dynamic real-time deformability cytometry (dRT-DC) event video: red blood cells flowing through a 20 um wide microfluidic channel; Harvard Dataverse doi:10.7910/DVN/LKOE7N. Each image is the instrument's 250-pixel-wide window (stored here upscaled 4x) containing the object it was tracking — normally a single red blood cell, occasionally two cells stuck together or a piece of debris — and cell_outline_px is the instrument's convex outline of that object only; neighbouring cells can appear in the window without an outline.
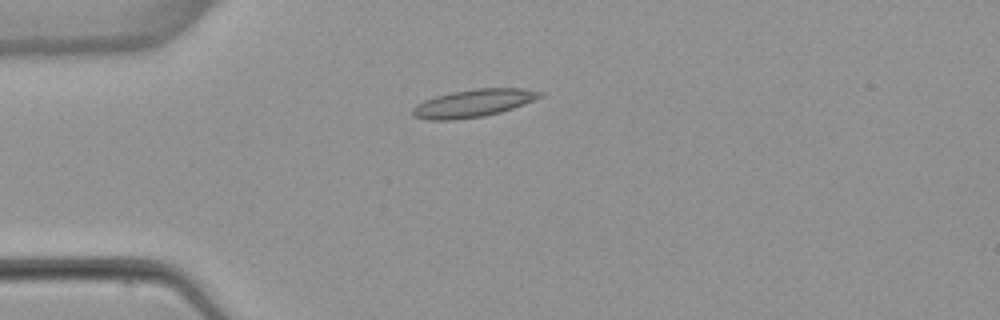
{"species": "common noctule bat (a hibernating species)", "species_latin": "Nyctalus noctula", "temperature_condition": "warm", "stored_images_in_passage": 5, "camera_frame_rate_fps": 3000, "um_per_image_px": 0.085, "animal": {"sex": "female", "body_mass_g": 22.7, "forearm_length_mm": 54.2}, "frame": {"image": 1, "passage_image": 3, "time_ms": 2.333, "image_size_px": [1000, 320], "cell_outline_px": [[544, 96], [512, 108], [500, 112], [484, 116], [452, 120], [428, 120], [412, 116], [412, 108], [416, 104], [424, 100], [436, 96], [452, 92], [476, 88], [524, 88], [544, 92]], "centroid_in_image_um": [40.22, 8.77], "position_along_channel_um": 44.8, "area_um2": 20.58}}
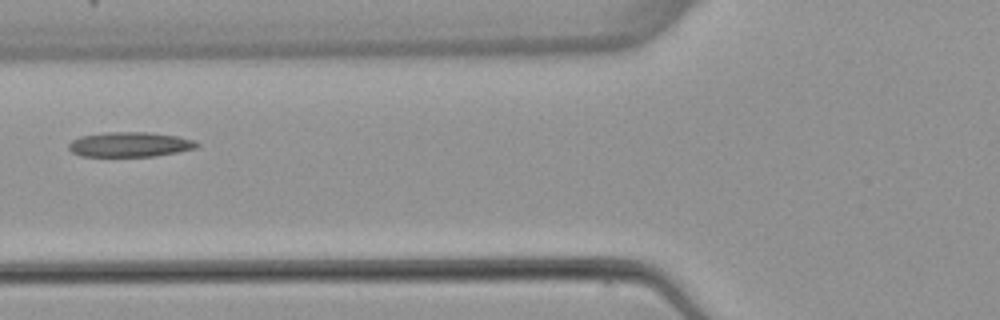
{"frame": {"image": 2, "passage_image": 5, "time_ms": 4.667, "image_size_px": [1000, 320], "cell_outline_px": [[200, 144], [196, 148], [156, 156], [80, 156], [72, 152], [68, 148], [68, 144], [72, 140], [80, 136], [108, 132], [148, 132], [176, 136], [192, 140]], "centroid_in_image_um": [11.0, 12.28], "position_along_channel_um": 114.8, "area_um2": 18.44}}